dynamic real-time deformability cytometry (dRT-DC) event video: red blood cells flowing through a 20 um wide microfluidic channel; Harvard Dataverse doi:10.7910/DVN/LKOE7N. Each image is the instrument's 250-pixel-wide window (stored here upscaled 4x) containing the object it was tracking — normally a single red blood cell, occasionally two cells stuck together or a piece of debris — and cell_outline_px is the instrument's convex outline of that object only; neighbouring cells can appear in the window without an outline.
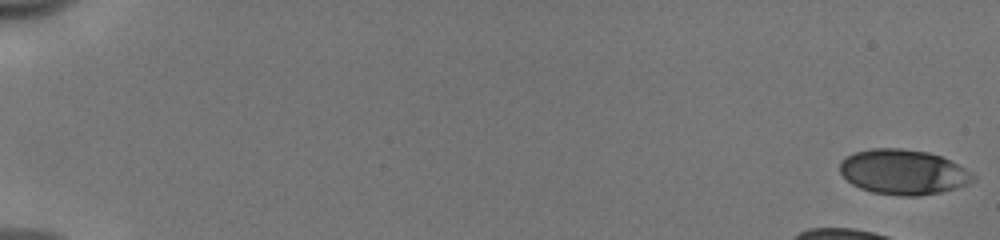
{"species": "human", "species_latin": "Homo sapiens", "temperature_condition": "cold", "stored_images_in_passage": 46, "camera_frame_rate_fps": 3000, "um_per_image_px": 0.085, "donor": {"sex": "male"}, "frame": {"image": 1, "passage_image": 1, "time_ms": 0.0, "image_size_px": [1000, 240], "cell_outline_px": [[976, 180], [968, 184], [956, 188], [940, 192], [916, 196], [900, 196], [872, 192], [860, 188], [852, 184], [840, 172], [840, 160], [856, 152], [872, 148], [900, 148], [928, 152], [940, 156], [964, 168], [976, 176]], "centroid_in_image_um": [76.77, 14.63], "position_along_channel_um": 8.2, "area_um2": 34.8}}